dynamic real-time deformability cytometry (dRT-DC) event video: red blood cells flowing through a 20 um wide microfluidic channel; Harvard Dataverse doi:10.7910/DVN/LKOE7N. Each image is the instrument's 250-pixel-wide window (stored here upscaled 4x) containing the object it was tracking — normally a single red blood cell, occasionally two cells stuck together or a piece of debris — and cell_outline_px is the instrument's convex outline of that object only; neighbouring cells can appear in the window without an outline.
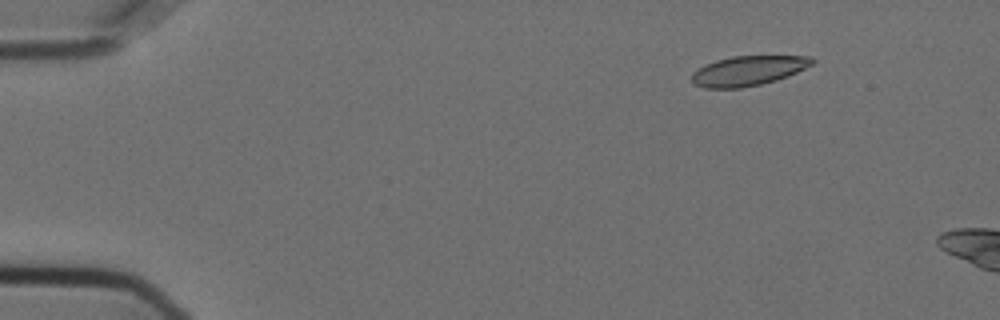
{"species": "Egyptian fruit bat (a non-hibernating species)", "species_latin": "Rousettus aegyptiacus", "temperature_condition": "cold", "stored_images_in_passage": 14, "camera_frame_rate_fps": 3000, "um_per_image_px": 0.085, "animal": {"sex": "female"}, "frame": {"image": 1, "passage_image": 8, "time_ms": 2.333, "image_size_px": [1000, 320], "cell_outline_px": [[816, 60], [812, 64], [788, 76], [776, 80], [760, 84], [740, 88], [704, 88], [696, 84], [692, 80], [692, 72], [704, 64], [716, 60], [732, 56], [812, 56]], "centroid_in_image_um": [63.58, 6.0], "position_along_channel_um": 21.4, "area_um2": 20.81}}